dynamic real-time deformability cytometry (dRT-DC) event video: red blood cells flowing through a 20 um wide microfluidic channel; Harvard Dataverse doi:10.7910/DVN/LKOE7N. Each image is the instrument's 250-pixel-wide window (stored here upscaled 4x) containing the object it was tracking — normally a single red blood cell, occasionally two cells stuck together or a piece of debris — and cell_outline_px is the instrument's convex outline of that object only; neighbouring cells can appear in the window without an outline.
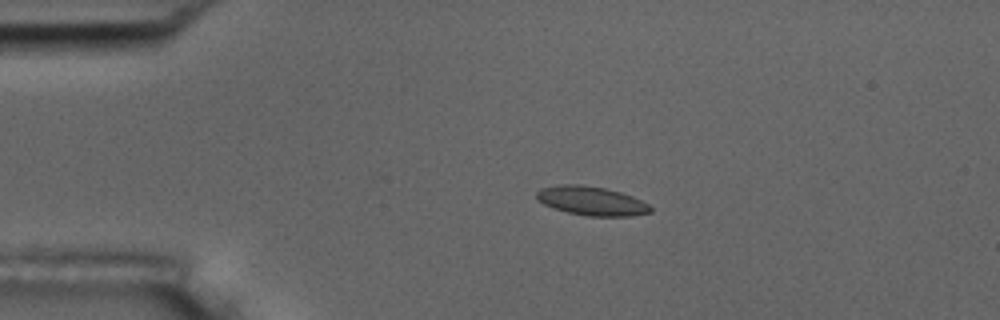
{"species": "common noctule bat (a hibernating species)", "species_latin": "Nyctalus noctula", "temperature_condition": "room temperature", "stored_images_in_passage": 45, "camera_frame_rate_fps": 3000, "um_per_image_px": 0.085, "animal": {"sex": "male", "body_mass_g": 17.5, "forearm_length_mm": 52.3}, "frame": {"image": 1, "passage_image": 1, "time_ms": 0.0, "image_size_px": [1000, 320], "cell_outline_px": [[652, 212], [632, 216], [588, 216], [568, 212], [552, 208], [536, 200], [536, 192], [540, 188], [560, 184], [580, 184], [604, 188], [620, 192], [632, 196], [648, 204], [652, 208]], "centroid_in_image_um": [50.25, 17.07], "position_along_channel_um": 34.8, "area_um2": 19.31}}
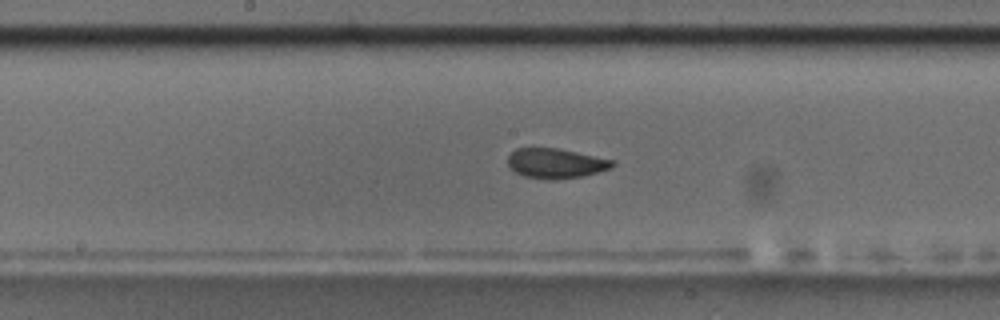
{"frame": {"image": 2, "passage_image": 18, "time_ms": 5.667, "image_size_px": [1000, 320], "cell_outline_px": [[616, 164], [612, 168], [584, 176], [556, 180], [548, 180], [524, 176], [516, 172], [508, 164], [508, 156], [516, 148], [560, 148], [616, 160]], "centroid_in_image_um": [47.3, 13.88], "position_along_channel_um": 200.9, "area_um2": 18.5}}
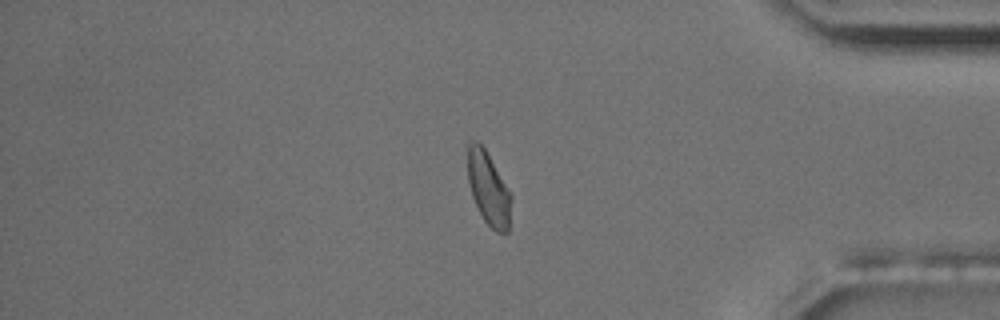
{"frame": {"image": 3, "passage_image": 36, "time_ms": 11.667, "image_size_px": [1000, 320], "cell_outline_px": [[512, 196], [508, 232], [496, 232], [484, 220], [472, 196], [468, 180], [468, 144], [472, 140], [476, 140], [484, 148], [512, 192]], "centroid_in_image_um": [41.54, 16.02], "position_along_channel_um": 393.7, "area_um2": 18.5}, "authors_computed_cell_mechanics": {"area_um2": 18.785, "velocity_mm_per_s": 3.6493, "shape_relaxation_time_tau1_ms": 3.9505, "shape_relaxation_time_tau2_ms": 0.8257, "deformation_change_tau1": 0.1029, "deformation_change_tau2": 0.0527}}